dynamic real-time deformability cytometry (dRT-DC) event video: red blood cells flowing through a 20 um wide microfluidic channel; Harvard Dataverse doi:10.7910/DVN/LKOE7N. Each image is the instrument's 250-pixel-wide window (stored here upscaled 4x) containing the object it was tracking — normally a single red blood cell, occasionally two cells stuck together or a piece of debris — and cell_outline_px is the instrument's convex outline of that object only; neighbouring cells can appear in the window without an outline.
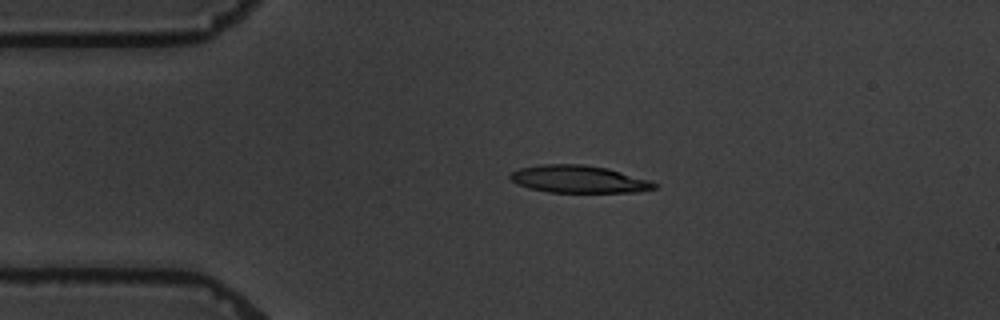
{"species": "common noctule bat (a hibernating species)", "species_latin": "Nyctalus noctula", "temperature_condition": "warm", "stored_images_in_passage": 3, "camera_frame_rate_fps": 3000, "um_per_image_px": 0.085, "animal": {"sex": "male", "body_mass_g": 19.5, "forearm_length_mm": 54.6}, "frame": {"image": 1, "passage_image": 3, "time_ms": 2.333, "image_size_px": [1000, 320], "cell_outline_px": [[660, 184], [656, 188], [636, 192], [548, 192], [528, 188], [516, 184], [508, 176], [512, 172], [520, 168], [540, 164], [584, 164], [608, 168], [652, 180]], "centroid_in_image_um": [49.22, 15.22], "position_along_channel_um": 35.8, "area_um2": 23.29}}